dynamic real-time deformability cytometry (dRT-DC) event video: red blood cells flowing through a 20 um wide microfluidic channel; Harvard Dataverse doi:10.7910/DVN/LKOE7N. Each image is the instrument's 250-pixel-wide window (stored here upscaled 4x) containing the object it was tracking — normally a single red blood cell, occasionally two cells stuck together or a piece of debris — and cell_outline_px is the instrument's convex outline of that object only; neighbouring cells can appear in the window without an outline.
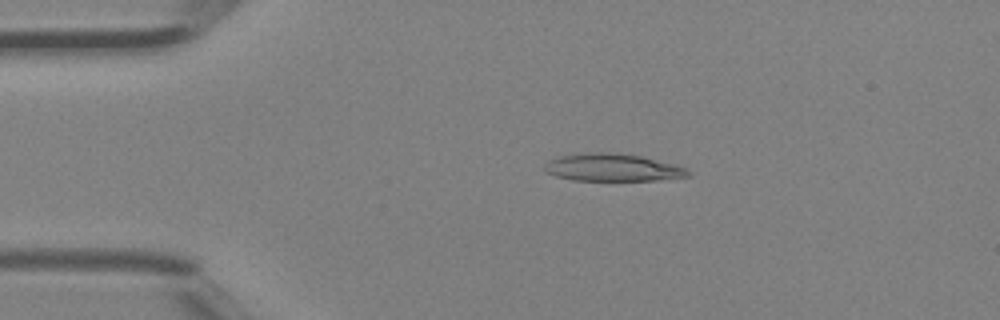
{"species": "Egyptian fruit bat (a non-hibernating species)", "species_latin": "Rousettus aegyptiacus", "temperature_condition": "room temperature", "stored_images_in_passage": 44, "camera_frame_rate_fps": 3000, "um_per_image_px": 0.085, "animal": {"sex": "female"}, "frame": {"image": 1, "passage_image": 8, "time_ms": 2.333, "image_size_px": [1000, 320], "cell_outline_px": [[692, 176], [656, 180], [572, 180], [556, 176], [548, 172], [544, 168], [544, 164], [548, 160], [560, 156], [588, 152], [620, 152], [640, 156], [684, 168], [692, 172]], "centroid_in_image_um": [52.04, 14.23], "position_along_channel_um": 33.0, "area_um2": 22.83}}
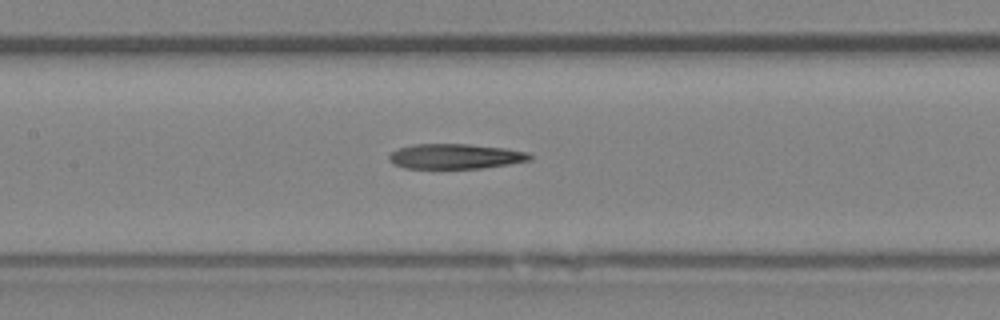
{"frame": {"image": 2, "passage_image": 20, "time_ms": 6.333, "image_size_px": [1000, 320], "cell_outline_px": [[532, 160], [508, 164], [480, 168], [404, 168], [388, 160], [388, 156], [392, 152], [400, 148], [412, 144], [468, 144], [504, 148], [528, 152], [532, 156]], "centroid_in_image_um": [38.71, 13.28], "position_along_channel_um": 168.7, "area_um2": 20.4}}
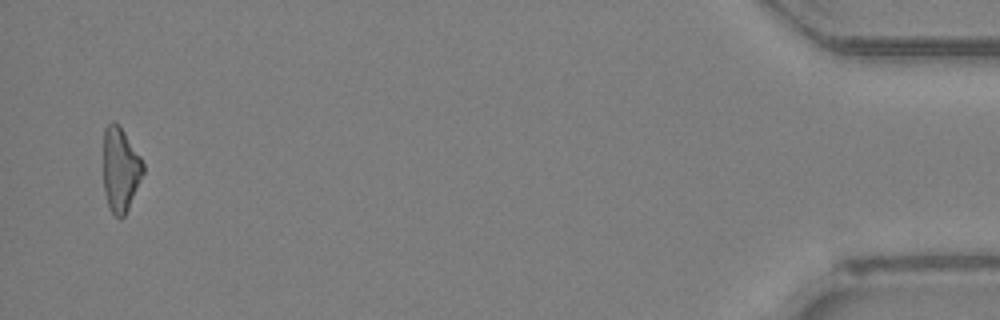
{"frame": {"image": 3, "passage_image": 43, "time_ms": 14.0, "image_size_px": [1000, 320], "cell_outline_px": [[144, 172], [128, 208], [124, 216], [120, 220], [112, 212], [108, 204], [104, 192], [104, 128], [112, 120], [124, 132], [140, 156], [144, 164]], "centroid_in_image_um": [10.23, 14.42], "position_along_channel_um": 425.0, "area_um2": 19.25}, "authors_computed_cell_mechanics": {"area_um2": 21.4149, "velocity_mm_per_s": 4.5035, "shape_relaxation_time_tau1_ms": null, "shape_relaxation_time_tau2_ms": 5.6524, "deformation_change_tau1": null, "deformation_change_tau2": 0.2145}}